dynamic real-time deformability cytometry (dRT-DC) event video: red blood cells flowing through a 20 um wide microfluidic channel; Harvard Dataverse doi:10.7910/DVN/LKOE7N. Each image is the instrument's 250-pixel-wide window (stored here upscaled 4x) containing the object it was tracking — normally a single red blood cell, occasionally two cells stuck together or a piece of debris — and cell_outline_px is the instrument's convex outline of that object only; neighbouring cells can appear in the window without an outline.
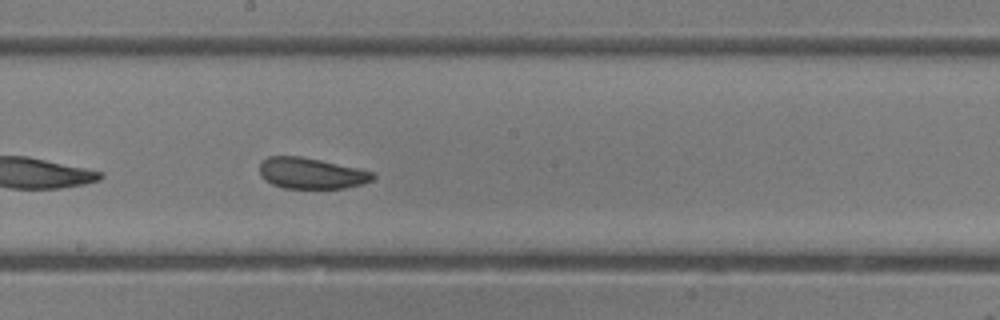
{"species": "common noctule bat (a hibernating species)", "species_latin": "Nyctalus noctula", "temperature_condition": "room temperature", "stored_images_in_passage": 33, "camera_frame_rate_fps": 3000, "um_per_image_px": 0.085, "animal": {"sex": "female"}, "frame": {"image": 1, "passage_image": 19, "time_ms": 6.0, "image_size_px": [1000, 320], "cell_outline_px": [[376, 176], [372, 180], [364, 184], [344, 188], [284, 188], [272, 184], [264, 180], [260, 176], [260, 160], [268, 156], [300, 156], [360, 168], [372, 172]], "centroid_in_image_um": [26.44, 14.72], "position_along_channel_um": 221.8, "area_um2": 20.63}, "authors_computed_cell_mechanics": {"area_um2": 21.2704, "velocity_mm_per_s": 4.3467, "shape_relaxation_time_tau1_ms": 10.5168, "shape_relaxation_time_tau2_ms": 2.2227, "deformation_change_tau1": 0.1648, "deformation_change_tau2": 0.0942}}